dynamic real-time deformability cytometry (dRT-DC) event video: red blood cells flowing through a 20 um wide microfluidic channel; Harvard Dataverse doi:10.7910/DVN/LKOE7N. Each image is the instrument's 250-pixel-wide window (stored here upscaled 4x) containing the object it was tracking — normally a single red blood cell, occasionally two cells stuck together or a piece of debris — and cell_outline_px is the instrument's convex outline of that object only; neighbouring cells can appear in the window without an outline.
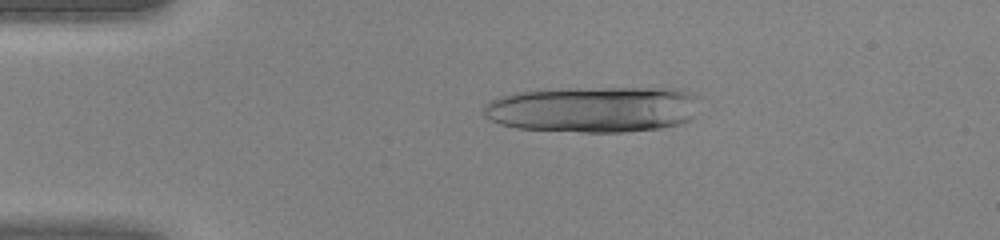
{"species": "human", "species_latin": "Homo sapiens", "temperature_condition": "warm", "stored_images_in_passage": 44, "segment_of_instrument_passage": [1, 2], "camera_frame_rate_fps": 3000, "um_per_image_px": 0.085, "donor": {"sex": "female"}, "frame": {"image": 1, "passage_image": 9, "time_ms": 2.667, "image_size_px": [1000, 240], "cell_outline_px": [[696, 96], [692, 120], [680, 124], [660, 128], [620, 132], [580, 132], [516, 128], [500, 124], [484, 116], [484, 104], [500, 96], [512, 92], [604, 88], [684, 88], [696, 92]], "centroid_in_image_um": [50.46, 9.29], "position_along_channel_um": 34.5, "area_um2": 57.97}}